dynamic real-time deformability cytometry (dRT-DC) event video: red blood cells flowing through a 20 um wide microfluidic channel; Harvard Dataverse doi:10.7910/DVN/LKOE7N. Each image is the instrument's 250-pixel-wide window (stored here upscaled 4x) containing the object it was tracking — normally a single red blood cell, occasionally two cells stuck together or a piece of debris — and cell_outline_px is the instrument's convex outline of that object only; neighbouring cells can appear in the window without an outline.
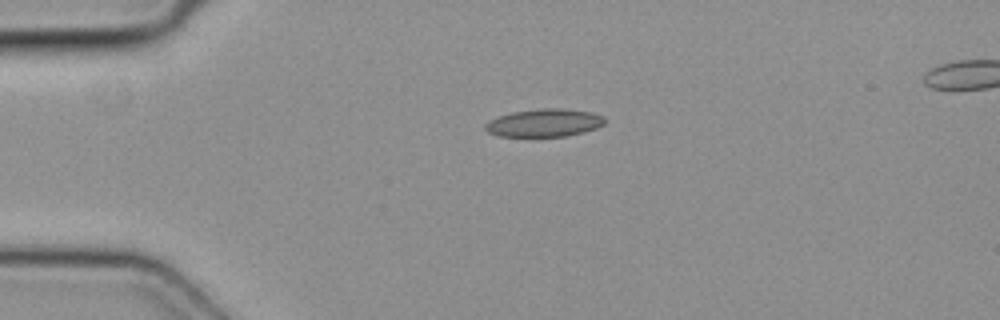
{"species": "common noctule bat (a hibernating species)", "species_latin": "Nyctalus noctula", "temperature_condition": "cold", "stored_images_in_passage": 3, "camera_frame_rate_fps": 3000, "um_per_image_px": 0.085, "animal": {"sex": "female", "body_mass_g": 19.3, "forearm_length_mm": 54.1}, "frame": {"image": 1, "passage_image": 3, "time_ms": 0.667, "image_size_px": [1000, 320], "cell_outline_px": [[604, 124], [596, 128], [584, 132], [568, 136], [496, 136], [488, 132], [484, 128], [484, 124], [500, 116], [512, 112], [544, 108], [560, 108], [592, 112], [604, 116]], "centroid_in_image_um": [46.28, 10.44], "position_along_channel_um": 38.7, "area_um2": 19.31}}